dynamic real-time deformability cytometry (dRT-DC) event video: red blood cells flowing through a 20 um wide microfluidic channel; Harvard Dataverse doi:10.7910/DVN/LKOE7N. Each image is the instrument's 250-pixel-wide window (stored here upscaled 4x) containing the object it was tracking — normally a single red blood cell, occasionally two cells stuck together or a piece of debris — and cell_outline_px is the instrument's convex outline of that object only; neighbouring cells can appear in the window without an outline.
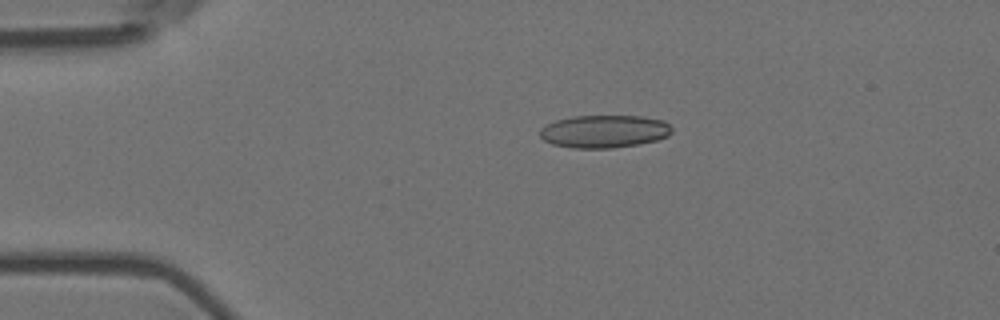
{"species": "Egyptian fruit bat (a non-hibernating species)", "species_latin": "Rousettus aegyptiacus", "temperature_condition": "room temperature", "stored_images_in_passage": 6, "camera_frame_rate_fps": 3000, "um_per_image_px": 0.085, "animal": {"sex": "female"}, "frame": {"image": 1, "passage_image": 4, "time_ms": 1.0, "image_size_px": [1000, 320], "cell_outline_px": [[672, 132], [668, 136], [656, 140], [640, 144], [612, 148], [572, 148], [552, 144], [544, 140], [540, 136], [540, 128], [556, 120], [572, 116], [640, 116], [664, 120], [672, 128]], "centroid_in_image_um": [51.36, 11.17], "position_along_channel_um": 33.6, "area_um2": 25.26}}
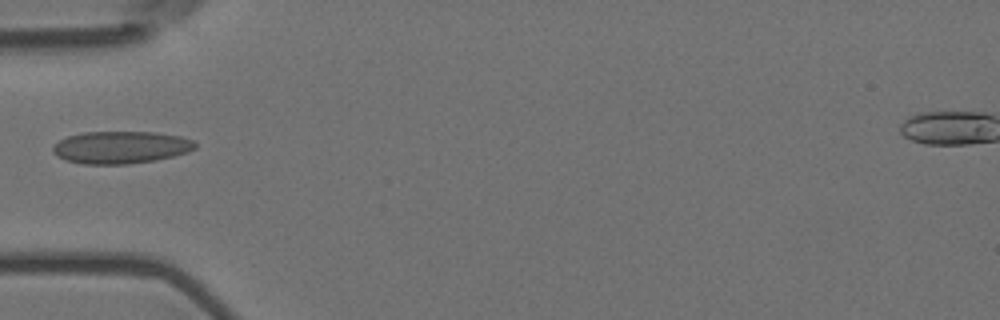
{"frame": {"image": 2, "passage_image": 6, "time_ms": 1.667, "image_size_px": [1000, 320], "cell_outline_px": [[196, 148], [188, 152], [156, 160], [128, 164], [84, 164], [64, 160], [56, 156], [52, 152], [52, 144], [68, 136], [84, 132], [156, 132], [180, 136], [192, 140], [196, 144]], "centroid_in_image_um": [10.23, 12.52], "position_along_channel_um": 74.8, "area_um2": 26.99}}